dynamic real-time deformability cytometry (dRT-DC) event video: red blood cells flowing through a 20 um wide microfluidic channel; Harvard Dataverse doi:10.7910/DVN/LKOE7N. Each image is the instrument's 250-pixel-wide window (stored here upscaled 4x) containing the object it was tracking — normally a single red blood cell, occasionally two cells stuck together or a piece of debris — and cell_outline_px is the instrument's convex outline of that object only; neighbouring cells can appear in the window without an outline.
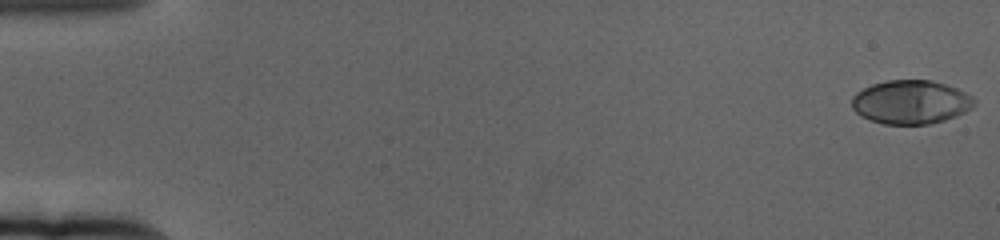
{"species": "human", "species_latin": "Homo sapiens", "temperature_condition": "cold", "stored_images_in_passage": 61, "camera_frame_rate_fps": 3000, "um_per_image_px": 0.085, "donor": {"sex": "female"}, "frame": {"image": 1, "passage_image": 1, "time_ms": 0.0, "image_size_px": [1000, 240], "cell_outline_px": [[976, 104], [972, 108], [956, 116], [944, 120], [928, 124], [884, 124], [860, 116], [852, 108], [852, 96], [856, 92], [872, 84], [888, 80], [932, 80], [956, 88], [972, 96], [976, 100]], "centroid_in_image_um": [77.42, 8.67], "position_along_channel_um": 7.6, "area_um2": 31.21}}
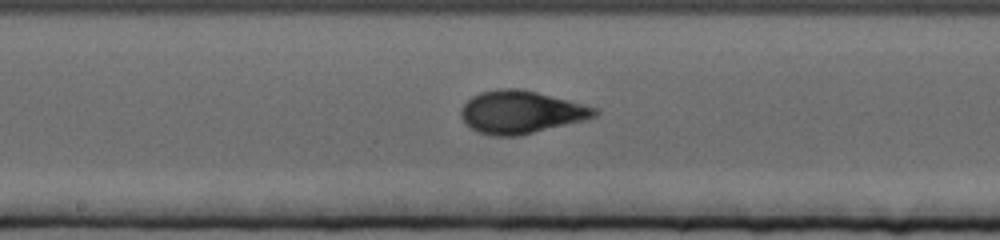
{"frame": {"image": 2, "passage_image": 33, "time_ms": 10.667, "image_size_px": [1000, 240], "cell_outline_px": [[600, 112], [596, 116], [584, 120], [520, 136], [492, 136], [476, 132], [460, 116], [460, 108], [472, 96], [480, 92], [496, 88], [520, 88], [568, 100], [596, 108]], "centroid_in_image_um": [44.25, 9.53], "position_along_channel_um": 203.9, "area_um2": 33.29}}
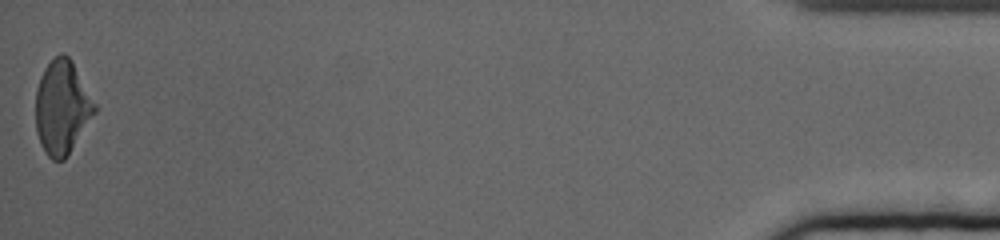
{"frame": {"image": 3, "passage_image": 61, "time_ms": 20.0, "image_size_px": [1000, 240], "cell_outline_px": [[96, 112], [64, 160], [52, 160], [48, 156], [40, 144], [36, 132], [36, 88], [40, 76], [44, 68], [60, 52], [64, 52], [72, 60], [96, 104]], "centroid_in_image_um": [5.26, 9.1], "position_along_channel_um": 429.9, "area_um2": 32.19}, "authors_computed_cell_mechanics": {"area_um2": 31.6166, "velocity_mm_per_s": 3.3691, "shape_relaxation_time_tau1_ms": 4.4587, "shape_relaxation_time_tau2_ms": null, "deformation_change_tau1": 0.214, "deformation_change_tau2": null}}